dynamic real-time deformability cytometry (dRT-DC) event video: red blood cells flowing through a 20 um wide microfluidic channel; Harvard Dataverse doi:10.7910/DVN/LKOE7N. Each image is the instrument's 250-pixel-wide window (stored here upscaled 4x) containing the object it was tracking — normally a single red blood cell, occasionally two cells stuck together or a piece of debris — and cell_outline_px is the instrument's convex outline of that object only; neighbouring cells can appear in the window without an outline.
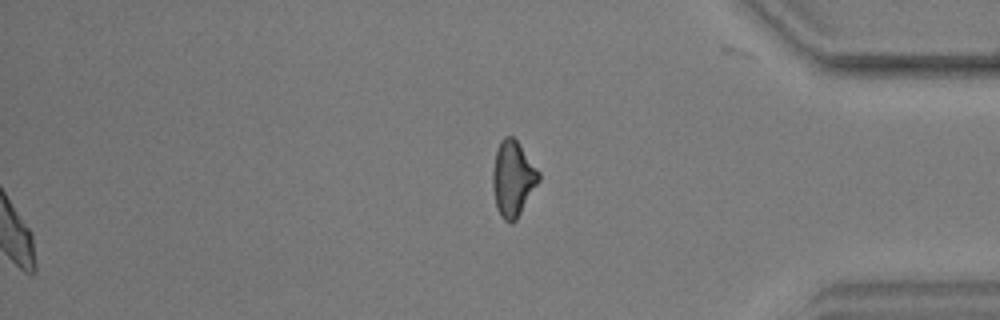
{"species": "common noctule bat (a hibernating species)", "species_latin": "Nyctalus noctula", "temperature_condition": "warm", "stored_images_in_passage": 48, "segment_of_instrument_passage": [2, 2], "camera_frame_rate_fps": 3000, "um_per_image_px": 0.085, "animal": {"sex": "male", "body_mass_g": 17.9, "forearm_length_mm": 54.2}, "frame": {"image": 1, "passage_image": 48, "time_ms": 15.667, "image_size_px": [1000, 320], "cell_outline_px": [[540, 180], [516, 220], [512, 224], [504, 220], [500, 216], [496, 208], [492, 188], [492, 172], [496, 152], [500, 140], [504, 136], [512, 136], [516, 140], [540, 172]], "centroid_in_image_um": [43.58, 15.21], "position_along_channel_um": 391.6, "area_um2": 20.29}}